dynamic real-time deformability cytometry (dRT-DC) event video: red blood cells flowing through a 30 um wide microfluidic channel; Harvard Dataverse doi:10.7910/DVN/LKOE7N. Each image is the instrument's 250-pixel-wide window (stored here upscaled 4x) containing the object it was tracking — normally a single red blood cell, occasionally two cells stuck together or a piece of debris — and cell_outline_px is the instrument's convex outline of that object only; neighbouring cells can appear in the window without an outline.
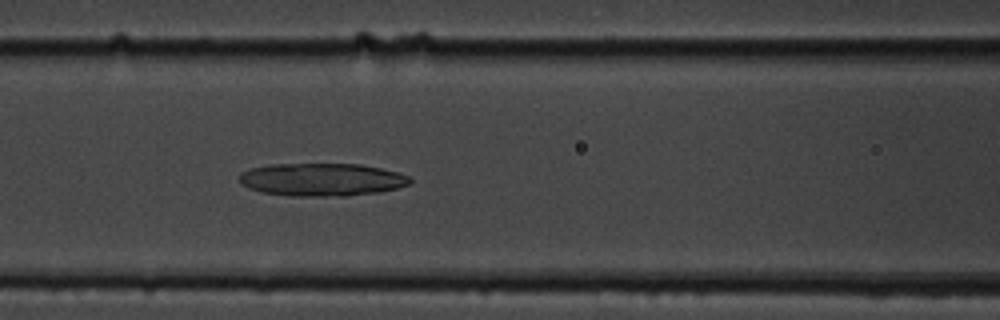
{"species": "common noctule bat (a hibernating species)", "species_latin": "Nyctalus noctula", "temperature_condition": "cold", "stored_images_in_passage": 7, "camera_frame_rate_fps": 3000, "um_per_image_px": 0.085, "animal": {"sex": "male", "body_mass_g": 19.5, "forearm_length_mm": 54.6}, "frame": {"image": 1, "passage_image": 7, "time_ms": 7.667, "image_size_px": [1000, 320], "cell_outline_px": [[412, 180], [408, 184], [396, 188], [380, 192], [348, 196], [292, 196], [260, 192], [248, 188], [240, 184], [240, 172], [252, 168], [268, 164], [360, 164], [380, 168], [396, 172], [408, 176]], "centroid_in_image_um": [27.31, 15.27], "position_along_channel_um": 139.3, "area_um2": 32.77}}